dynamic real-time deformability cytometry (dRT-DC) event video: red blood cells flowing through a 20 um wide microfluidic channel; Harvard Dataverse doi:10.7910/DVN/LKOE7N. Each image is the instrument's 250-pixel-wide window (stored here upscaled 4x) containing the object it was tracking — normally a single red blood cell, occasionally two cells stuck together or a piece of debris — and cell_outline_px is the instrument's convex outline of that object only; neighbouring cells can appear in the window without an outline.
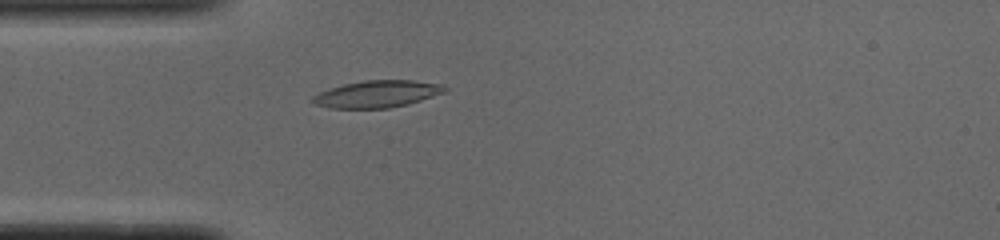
{"species": "common noctule bat (a hibernating species)", "species_latin": "Nyctalus noctula", "temperature_condition": "cold", "stored_images_in_passage": 34, "camera_frame_rate_fps": 3000, "um_per_image_px": 0.085, "animal": {"sex": "male", "body_mass_g": 19.0, "forearm_length_mm": 50.8}, "frame": {"image": 1, "passage_image": 2, "time_ms": 0.333, "image_size_px": [1000, 240], "cell_outline_px": [[448, 88], [444, 92], [408, 104], [388, 108], [328, 108], [316, 104], [312, 100], [312, 96], [320, 92], [344, 84], [364, 80], [412, 80], [440, 84]], "centroid_in_image_um": [32.05, 7.99], "position_along_channel_um": 53.0, "area_um2": 20.52}}
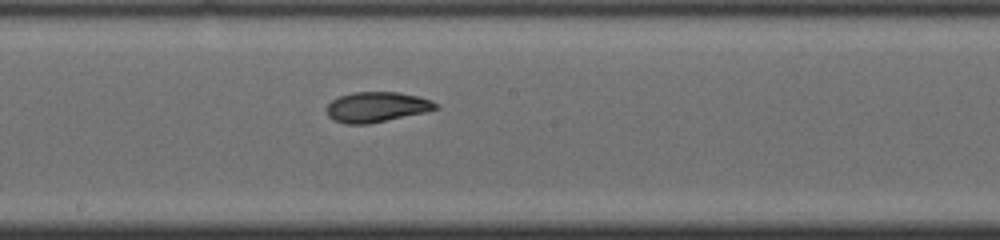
{"frame": {"image": 2, "passage_image": 15, "time_ms": 4.667, "image_size_px": [1000, 240], "cell_outline_px": [[440, 108], [424, 112], [368, 124], [344, 124], [332, 120], [328, 116], [328, 104], [332, 100], [340, 96], [352, 92], [400, 92], [432, 100], [440, 104]], "centroid_in_image_um": [32.03, 9.09], "position_along_channel_um": 216.2, "area_um2": 19.19}}
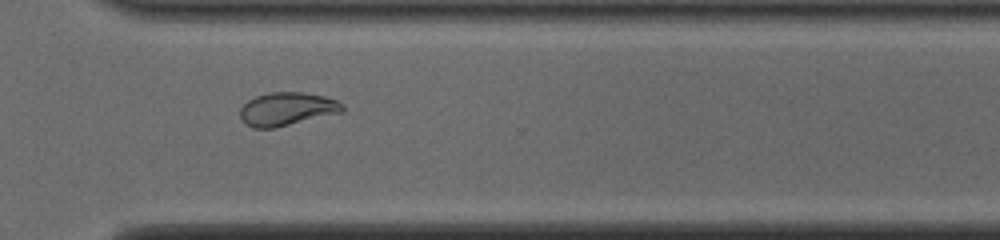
{"frame": {"image": 3, "passage_image": 25, "time_ms": 8.0, "image_size_px": [1000, 240], "cell_outline_px": [[344, 112], [276, 128], [252, 128], [244, 124], [240, 116], [240, 108], [248, 100], [256, 96], [272, 92], [304, 92], [324, 96], [336, 100], [344, 104]], "centroid_in_image_um": [24.4, 9.28], "position_along_channel_um": 346.2, "area_um2": 20.11}, "authors_computed_cell_mechanics": {"area_um2": 19.5653, "velocity_mm_per_s": 3.889, "shape_relaxation_time_tau1_ms": null, "shape_relaxation_time_tau2_ms": 1.8989, "deformation_change_tau1": null, "deformation_change_tau2": 0.0685}}